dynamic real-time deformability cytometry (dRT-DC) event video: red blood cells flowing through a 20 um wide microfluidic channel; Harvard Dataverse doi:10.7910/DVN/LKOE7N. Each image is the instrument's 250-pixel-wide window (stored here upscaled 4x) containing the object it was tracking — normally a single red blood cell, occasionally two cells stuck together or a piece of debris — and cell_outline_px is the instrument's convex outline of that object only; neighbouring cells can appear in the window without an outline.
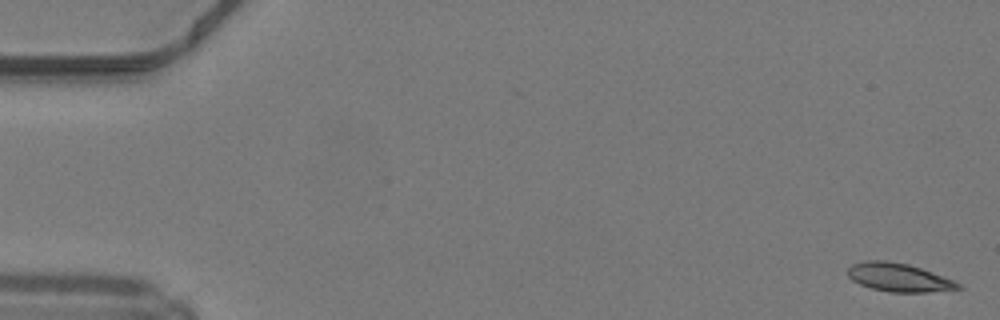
{"species": "common noctule bat (a hibernating species)", "species_latin": "Nyctalus noctula", "temperature_condition": "warm", "stored_images_in_passage": 49, "camera_frame_rate_fps": 3000, "um_per_image_px": 0.085, "animal": {"sex": "male", "body_mass_g": 19.2, "forearm_length_mm": 51.8}, "frame": {"image": 1, "passage_image": 1, "time_ms": 0.0, "image_size_px": [1000, 320], "cell_outline_px": [[964, 288], [928, 292], [888, 292], [872, 288], [860, 284], [852, 280], [848, 276], [848, 268], [852, 264], [864, 260], [888, 260], [908, 264], [932, 272], [952, 280], [960, 284]], "centroid_in_image_um": [76.37, 23.57], "position_along_channel_um": 8.6, "area_um2": 18.21}}
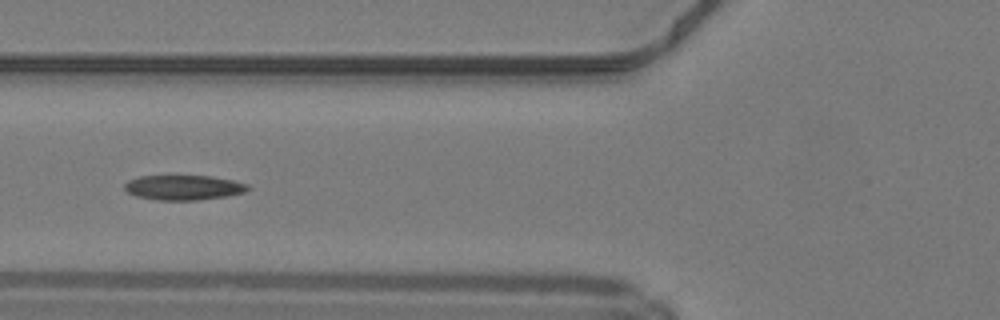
{"frame": {"image": 2, "passage_image": 19, "time_ms": 6.0, "image_size_px": [1000, 320], "cell_outline_px": [[252, 188], [244, 192], [228, 196], [196, 200], [156, 200], [136, 196], [128, 192], [124, 188], [124, 184], [128, 180], [140, 176], [212, 176], [232, 180], [248, 184]], "centroid_in_image_um": [15.62, 15.94], "position_along_channel_um": 110.2, "area_um2": 17.92}}
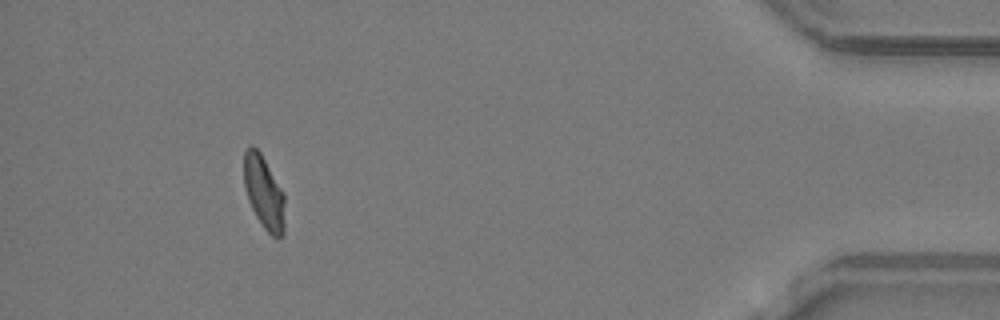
{"frame": {"image": 3, "passage_image": 45, "time_ms": 14.667, "image_size_px": [1000, 320], "cell_outline_px": [[284, 236], [280, 240], [276, 240], [264, 228], [256, 216], [248, 200], [244, 184], [244, 152], [248, 144], [252, 144], [260, 152], [284, 192]], "centroid_in_image_um": [22.44, 16.38], "position_along_channel_um": 412.8, "area_um2": 17.69}, "authors_computed_cell_mechanics": {"area_um2": 17.918, "velocity_mm_per_s": 4.2199, "shape_relaxation_time_tau1_ms": 6.6577, "shape_relaxation_time_tau2_ms": 2.1947, "deformation_change_tau1": 0.1778, "deformation_change_tau2": 0.064}}